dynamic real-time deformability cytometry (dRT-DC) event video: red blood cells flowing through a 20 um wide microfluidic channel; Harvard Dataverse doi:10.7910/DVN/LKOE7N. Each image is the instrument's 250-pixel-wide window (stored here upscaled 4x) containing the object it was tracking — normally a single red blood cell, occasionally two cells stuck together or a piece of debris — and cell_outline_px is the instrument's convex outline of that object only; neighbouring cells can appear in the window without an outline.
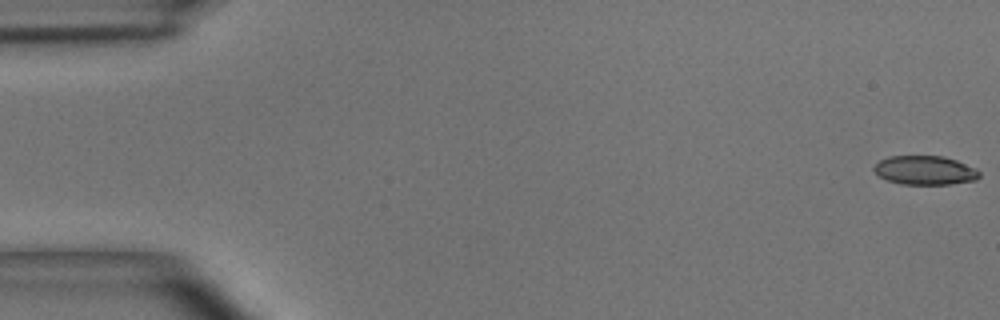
{"species": "common noctule bat (a hibernating species)", "species_latin": "Nyctalus noctula", "temperature_condition": "room temperature", "stored_images_in_passage": 49, "camera_frame_rate_fps": 3000, "um_per_image_px": 0.085, "animal": {"sex": "male", "body_mass_g": 15.6}, "frame": {"image": 1, "passage_image": 1, "time_ms": 0.0, "image_size_px": [1000, 320], "cell_outline_px": [[980, 176], [976, 180], [948, 184], [900, 184], [888, 180], [880, 176], [872, 168], [880, 160], [888, 156], [944, 156], [956, 160], [976, 168], [980, 172]], "centroid_in_image_um": [78.64, 14.47], "position_along_channel_um": 6.4, "area_um2": 17.74}}
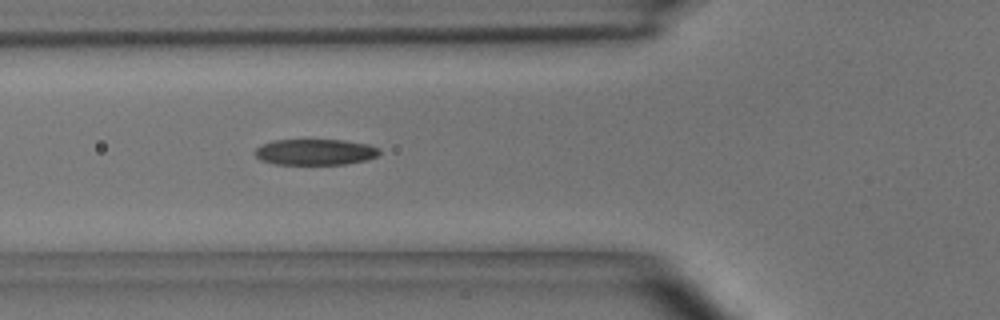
{"frame": {"image": 2, "passage_image": 18, "time_ms": 5.667, "image_size_px": [1000, 320], "cell_outline_px": [[380, 152], [376, 156], [368, 160], [344, 164], [276, 164], [260, 160], [252, 152], [260, 144], [272, 140], [344, 140], [368, 144], [380, 148]], "centroid_in_image_um": [26.76, 12.92], "position_along_channel_um": 99.0, "area_um2": 19.02}}
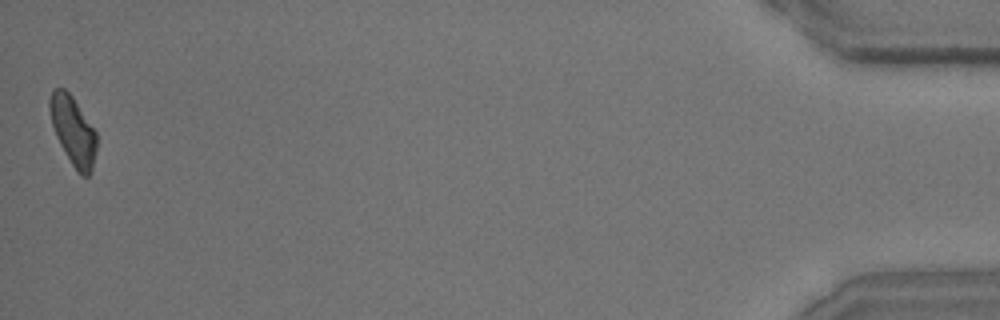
{"frame": {"image": 3, "passage_image": 49, "time_ms": 16.0, "image_size_px": [1000, 320], "cell_outline_px": [[96, 152], [92, 168], [88, 176], [80, 176], [72, 164], [60, 144], [56, 136], [52, 124], [48, 108], [48, 100], [52, 88], [64, 88], [72, 96], [96, 132]], "centroid_in_image_um": [6.19, 11.09], "position_along_channel_um": 429.0, "area_um2": 18.67}, "authors_computed_cell_mechanics": {"area_um2": 19.1896, "velocity_mm_per_s": 4.0733, "shape_relaxation_time_tau1_ms": 4.7704, "shape_relaxation_time_tau2_ms": 1.8843, "deformation_change_tau1": 0.1637, "deformation_change_tau2": 0.095}}